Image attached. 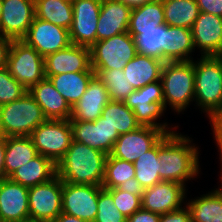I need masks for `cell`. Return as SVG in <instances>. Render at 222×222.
Returning <instances> with one entry per match:
<instances>
[{
  "label": "cell",
  "instance_id": "5bb4252c",
  "mask_svg": "<svg viewBox=\"0 0 222 222\" xmlns=\"http://www.w3.org/2000/svg\"><path fill=\"white\" fill-rule=\"evenodd\" d=\"M168 132L164 129L140 126L137 130L121 134L110 153L112 157L135 162L153 148Z\"/></svg>",
  "mask_w": 222,
  "mask_h": 222
},
{
  "label": "cell",
  "instance_id": "d590c367",
  "mask_svg": "<svg viewBox=\"0 0 222 222\" xmlns=\"http://www.w3.org/2000/svg\"><path fill=\"white\" fill-rule=\"evenodd\" d=\"M96 77L105 85L111 101L124 102L134 91L123 70H93Z\"/></svg>",
  "mask_w": 222,
  "mask_h": 222
},
{
  "label": "cell",
  "instance_id": "7a4b0ae2",
  "mask_svg": "<svg viewBox=\"0 0 222 222\" xmlns=\"http://www.w3.org/2000/svg\"><path fill=\"white\" fill-rule=\"evenodd\" d=\"M107 154L72 140L57 163V175L63 182L102 186Z\"/></svg>",
  "mask_w": 222,
  "mask_h": 222
},
{
  "label": "cell",
  "instance_id": "836d02e7",
  "mask_svg": "<svg viewBox=\"0 0 222 222\" xmlns=\"http://www.w3.org/2000/svg\"><path fill=\"white\" fill-rule=\"evenodd\" d=\"M101 117L103 122L117 130L119 135L135 131L141 126L133 111L124 102L110 101L103 109Z\"/></svg>",
  "mask_w": 222,
  "mask_h": 222
},
{
  "label": "cell",
  "instance_id": "ac0fdd59",
  "mask_svg": "<svg viewBox=\"0 0 222 222\" xmlns=\"http://www.w3.org/2000/svg\"><path fill=\"white\" fill-rule=\"evenodd\" d=\"M70 124L73 140L107 155L111 153L114 143L120 136L117 130L103 122L101 116L94 122L70 121Z\"/></svg>",
  "mask_w": 222,
  "mask_h": 222
},
{
  "label": "cell",
  "instance_id": "d4e9b609",
  "mask_svg": "<svg viewBox=\"0 0 222 222\" xmlns=\"http://www.w3.org/2000/svg\"><path fill=\"white\" fill-rule=\"evenodd\" d=\"M164 62L156 58L137 54L123 69L129 84L134 90L140 89L147 84L160 81Z\"/></svg>",
  "mask_w": 222,
  "mask_h": 222
},
{
  "label": "cell",
  "instance_id": "d6a6232c",
  "mask_svg": "<svg viewBox=\"0 0 222 222\" xmlns=\"http://www.w3.org/2000/svg\"><path fill=\"white\" fill-rule=\"evenodd\" d=\"M167 25L161 24L153 30L142 31L134 40L137 53L166 62Z\"/></svg>",
  "mask_w": 222,
  "mask_h": 222
},
{
  "label": "cell",
  "instance_id": "74e56055",
  "mask_svg": "<svg viewBox=\"0 0 222 222\" xmlns=\"http://www.w3.org/2000/svg\"><path fill=\"white\" fill-rule=\"evenodd\" d=\"M97 210L94 222H127V218L114 205L112 189L100 190Z\"/></svg>",
  "mask_w": 222,
  "mask_h": 222
},
{
  "label": "cell",
  "instance_id": "6da1fadb",
  "mask_svg": "<svg viewBox=\"0 0 222 222\" xmlns=\"http://www.w3.org/2000/svg\"><path fill=\"white\" fill-rule=\"evenodd\" d=\"M192 141L185 135L170 132L158 142L161 181L184 185L199 174V150Z\"/></svg>",
  "mask_w": 222,
  "mask_h": 222
},
{
  "label": "cell",
  "instance_id": "816d5d0a",
  "mask_svg": "<svg viewBox=\"0 0 222 222\" xmlns=\"http://www.w3.org/2000/svg\"><path fill=\"white\" fill-rule=\"evenodd\" d=\"M19 222H46V221L32 219V218H27V219L21 220Z\"/></svg>",
  "mask_w": 222,
  "mask_h": 222
},
{
  "label": "cell",
  "instance_id": "f1b7e54d",
  "mask_svg": "<svg viewBox=\"0 0 222 222\" xmlns=\"http://www.w3.org/2000/svg\"><path fill=\"white\" fill-rule=\"evenodd\" d=\"M191 222H222V189L187 202Z\"/></svg>",
  "mask_w": 222,
  "mask_h": 222
},
{
  "label": "cell",
  "instance_id": "d6986e66",
  "mask_svg": "<svg viewBox=\"0 0 222 222\" xmlns=\"http://www.w3.org/2000/svg\"><path fill=\"white\" fill-rule=\"evenodd\" d=\"M191 31L201 56H222V17L200 12Z\"/></svg>",
  "mask_w": 222,
  "mask_h": 222
},
{
  "label": "cell",
  "instance_id": "30bf717a",
  "mask_svg": "<svg viewBox=\"0 0 222 222\" xmlns=\"http://www.w3.org/2000/svg\"><path fill=\"white\" fill-rule=\"evenodd\" d=\"M62 190L63 181L58 175L29 188V218L52 222L62 213Z\"/></svg>",
  "mask_w": 222,
  "mask_h": 222
},
{
  "label": "cell",
  "instance_id": "b9f144b4",
  "mask_svg": "<svg viewBox=\"0 0 222 222\" xmlns=\"http://www.w3.org/2000/svg\"><path fill=\"white\" fill-rule=\"evenodd\" d=\"M200 12L222 17V0H196Z\"/></svg>",
  "mask_w": 222,
  "mask_h": 222
},
{
  "label": "cell",
  "instance_id": "4316f807",
  "mask_svg": "<svg viewBox=\"0 0 222 222\" xmlns=\"http://www.w3.org/2000/svg\"><path fill=\"white\" fill-rule=\"evenodd\" d=\"M38 155L30 136L6 137V150L4 156L5 178L15 170Z\"/></svg>",
  "mask_w": 222,
  "mask_h": 222
},
{
  "label": "cell",
  "instance_id": "8d00e7d4",
  "mask_svg": "<svg viewBox=\"0 0 222 222\" xmlns=\"http://www.w3.org/2000/svg\"><path fill=\"white\" fill-rule=\"evenodd\" d=\"M135 178V168L132 162L107 155L105 162L102 187L105 189L118 188L121 183Z\"/></svg>",
  "mask_w": 222,
  "mask_h": 222
},
{
  "label": "cell",
  "instance_id": "7dc6e473",
  "mask_svg": "<svg viewBox=\"0 0 222 222\" xmlns=\"http://www.w3.org/2000/svg\"><path fill=\"white\" fill-rule=\"evenodd\" d=\"M6 150V137L0 136V180L5 179L4 156Z\"/></svg>",
  "mask_w": 222,
  "mask_h": 222
},
{
  "label": "cell",
  "instance_id": "277c9868",
  "mask_svg": "<svg viewBox=\"0 0 222 222\" xmlns=\"http://www.w3.org/2000/svg\"><path fill=\"white\" fill-rule=\"evenodd\" d=\"M164 108L184 111L194 101L195 73L192 61L165 62L161 72Z\"/></svg>",
  "mask_w": 222,
  "mask_h": 222
},
{
  "label": "cell",
  "instance_id": "7402d4cb",
  "mask_svg": "<svg viewBox=\"0 0 222 222\" xmlns=\"http://www.w3.org/2000/svg\"><path fill=\"white\" fill-rule=\"evenodd\" d=\"M132 8L116 0H102L97 24V41L128 32Z\"/></svg>",
  "mask_w": 222,
  "mask_h": 222
},
{
  "label": "cell",
  "instance_id": "c3c4849f",
  "mask_svg": "<svg viewBox=\"0 0 222 222\" xmlns=\"http://www.w3.org/2000/svg\"><path fill=\"white\" fill-rule=\"evenodd\" d=\"M52 222H87V221L62 212Z\"/></svg>",
  "mask_w": 222,
  "mask_h": 222
},
{
  "label": "cell",
  "instance_id": "5b68a950",
  "mask_svg": "<svg viewBox=\"0 0 222 222\" xmlns=\"http://www.w3.org/2000/svg\"><path fill=\"white\" fill-rule=\"evenodd\" d=\"M45 120L41 107L28 92L0 106V133L4 137L30 136Z\"/></svg>",
  "mask_w": 222,
  "mask_h": 222
},
{
  "label": "cell",
  "instance_id": "2e32d148",
  "mask_svg": "<svg viewBox=\"0 0 222 222\" xmlns=\"http://www.w3.org/2000/svg\"><path fill=\"white\" fill-rule=\"evenodd\" d=\"M45 76L64 73L94 72L91 67V50L86 46L70 44L67 48L44 58Z\"/></svg>",
  "mask_w": 222,
  "mask_h": 222
},
{
  "label": "cell",
  "instance_id": "f6af8a7d",
  "mask_svg": "<svg viewBox=\"0 0 222 222\" xmlns=\"http://www.w3.org/2000/svg\"><path fill=\"white\" fill-rule=\"evenodd\" d=\"M12 41V39L0 35V69L7 67L8 54Z\"/></svg>",
  "mask_w": 222,
  "mask_h": 222
},
{
  "label": "cell",
  "instance_id": "ffe728a7",
  "mask_svg": "<svg viewBox=\"0 0 222 222\" xmlns=\"http://www.w3.org/2000/svg\"><path fill=\"white\" fill-rule=\"evenodd\" d=\"M29 188L9 178L0 180V218L2 222H19L29 218Z\"/></svg>",
  "mask_w": 222,
  "mask_h": 222
},
{
  "label": "cell",
  "instance_id": "681fc988",
  "mask_svg": "<svg viewBox=\"0 0 222 222\" xmlns=\"http://www.w3.org/2000/svg\"><path fill=\"white\" fill-rule=\"evenodd\" d=\"M116 1H119L120 3H123L131 8H135L147 3L154 2L156 0H116Z\"/></svg>",
  "mask_w": 222,
  "mask_h": 222
},
{
  "label": "cell",
  "instance_id": "e575fe53",
  "mask_svg": "<svg viewBox=\"0 0 222 222\" xmlns=\"http://www.w3.org/2000/svg\"><path fill=\"white\" fill-rule=\"evenodd\" d=\"M133 164L135 168V178L139 181L143 189L162 182L159 175L161 164L158 158V143L138 157Z\"/></svg>",
  "mask_w": 222,
  "mask_h": 222
},
{
  "label": "cell",
  "instance_id": "f907efd6",
  "mask_svg": "<svg viewBox=\"0 0 222 222\" xmlns=\"http://www.w3.org/2000/svg\"><path fill=\"white\" fill-rule=\"evenodd\" d=\"M217 146H218V149H219V152H220V157H221L219 159H221V163H222V143H217ZM221 167H222V165H221ZM220 173H221L220 175H221V182H222V172H220ZM220 189H222V183H221Z\"/></svg>",
  "mask_w": 222,
  "mask_h": 222
},
{
  "label": "cell",
  "instance_id": "bcb514c9",
  "mask_svg": "<svg viewBox=\"0 0 222 222\" xmlns=\"http://www.w3.org/2000/svg\"><path fill=\"white\" fill-rule=\"evenodd\" d=\"M122 191H127L129 193L138 195L142 198L144 189L141 187L139 181L136 178H131L120 184L118 187Z\"/></svg>",
  "mask_w": 222,
  "mask_h": 222
},
{
  "label": "cell",
  "instance_id": "8fae6325",
  "mask_svg": "<svg viewBox=\"0 0 222 222\" xmlns=\"http://www.w3.org/2000/svg\"><path fill=\"white\" fill-rule=\"evenodd\" d=\"M102 0H72L71 44L91 48L97 42V24Z\"/></svg>",
  "mask_w": 222,
  "mask_h": 222
},
{
  "label": "cell",
  "instance_id": "cb8c5ba5",
  "mask_svg": "<svg viewBox=\"0 0 222 222\" xmlns=\"http://www.w3.org/2000/svg\"><path fill=\"white\" fill-rule=\"evenodd\" d=\"M57 175V165L49 158L38 154L15 170L8 178L24 187L31 188L45 183Z\"/></svg>",
  "mask_w": 222,
  "mask_h": 222
},
{
  "label": "cell",
  "instance_id": "f5cc1de1",
  "mask_svg": "<svg viewBox=\"0 0 222 222\" xmlns=\"http://www.w3.org/2000/svg\"><path fill=\"white\" fill-rule=\"evenodd\" d=\"M1 13H2V0H0V16H1Z\"/></svg>",
  "mask_w": 222,
  "mask_h": 222
},
{
  "label": "cell",
  "instance_id": "4fadbf2b",
  "mask_svg": "<svg viewBox=\"0 0 222 222\" xmlns=\"http://www.w3.org/2000/svg\"><path fill=\"white\" fill-rule=\"evenodd\" d=\"M21 40L33 47L44 58L71 44L68 29L36 17Z\"/></svg>",
  "mask_w": 222,
  "mask_h": 222
},
{
  "label": "cell",
  "instance_id": "f35d334b",
  "mask_svg": "<svg viewBox=\"0 0 222 222\" xmlns=\"http://www.w3.org/2000/svg\"><path fill=\"white\" fill-rule=\"evenodd\" d=\"M27 92V89L12 77L7 67L0 69V106L21 98Z\"/></svg>",
  "mask_w": 222,
  "mask_h": 222
},
{
  "label": "cell",
  "instance_id": "83f0119b",
  "mask_svg": "<svg viewBox=\"0 0 222 222\" xmlns=\"http://www.w3.org/2000/svg\"><path fill=\"white\" fill-rule=\"evenodd\" d=\"M165 24V14L162 0H156L132 8L128 33L135 38L142 31L155 29L157 26Z\"/></svg>",
  "mask_w": 222,
  "mask_h": 222
},
{
  "label": "cell",
  "instance_id": "60d3db41",
  "mask_svg": "<svg viewBox=\"0 0 222 222\" xmlns=\"http://www.w3.org/2000/svg\"><path fill=\"white\" fill-rule=\"evenodd\" d=\"M159 222H191L190 210L187 205L177 210L160 214Z\"/></svg>",
  "mask_w": 222,
  "mask_h": 222
},
{
  "label": "cell",
  "instance_id": "ba28073f",
  "mask_svg": "<svg viewBox=\"0 0 222 222\" xmlns=\"http://www.w3.org/2000/svg\"><path fill=\"white\" fill-rule=\"evenodd\" d=\"M30 138L38 154L51 159L57 165L73 140L70 119H46L34 129Z\"/></svg>",
  "mask_w": 222,
  "mask_h": 222
},
{
  "label": "cell",
  "instance_id": "f546056e",
  "mask_svg": "<svg viewBox=\"0 0 222 222\" xmlns=\"http://www.w3.org/2000/svg\"><path fill=\"white\" fill-rule=\"evenodd\" d=\"M166 62L192 61L194 47L192 31L185 27L167 25Z\"/></svg>",
  "mask_w": 222,
  "mask_h": 222
},
{
  "label": "cell",
  "instance_id": "484cf974",
  "mask_svg": "<svg viewBox=\"0 0 222 222\" xmlns=\"http://www.w3.org/2000/svg\"><path fill=\"white\" fill-rule=\"evenodd\" d=\"M95 72L64 73L45 76L72 108L84 95Z\"/></svg>",
  "mask_w": 222,
  "mask_h": 222
},
{
  "label": "cell",
  "instance_id": "52a82bcc",
  "mask_svg": "<svg viewBox=\"0 0 222 222\" xmlns=\"http://www.w3.org/2000/svg\"><path fill=\"white\" fill-rule=\"evenodd\" d=\"M90 50L93 70H123L138 54L135 40L128 32L97 41Z\"/></svg>",
  "mask_w": 222,
  "mask_h": 222
},
{
  "label": "cell",
  "instance_id": "7c38bea8",
  "mask_svg": "<svg viewBox=\"0 0 222 222\" xmlns=\"http://www.w3.org/2000/svg\"><path fill=\"white\" fill-rule=\"evenodd\" d=\"M102 186L63 182L62 212L87 222L96 218L98 195Z\"/></svg>",
  "mask_w": 222,
  "mask_h": 222
},
{
  "label": "cell",
  "instance_id": "1f68e13d",
  "mask_svg": "<svg viewBox=\"0 0 222 222\" xmlns=\"http://www.w3.org/2000/svg\"><path fill=\"white\" fill-rule=\"evenodd\" d=\"M165 24L191 30L200 10L196 0H162Z\"/></svg>",
  "mask_w": 222,
  "mask_h": 222
},
{
  "label": "cell",
  "instance_id": "8992f818",
  "mask_svg": "<svg viewBox=\"0 0 222 222\" xmlns=\"http://www.w3.org/2000/svg\"><path fill=\"white\" fill-rule=\"evenodd\" d=\"M124 104L133 111L137 122L141 126L164 129L168 133L176 132L173 131V129H171L172 131L170 130V127L167 126V122L163 124L156 122L166 110L164 108L161 80L134 90L124 100Z\"/></svg>",
  "mask_w": 222,
  "mask_h": 222
},
{
  "label": "cell",
  "instance_id": "9a60e30c",
  "mask_svg": "<svg viewBox=\"0 0 222 222\" xmlns=\"http://www.w3.org/2000/svg\"><path fill=\"white\" fill-rule=\"evenodd\" d=\"M35 17L34 0H2L0 35L21 40Z\"/></svg>",
  "mask_w": 222,
  "mask_h": 222
},
{
  "label": "cell",
  "instance_id": "4dcf8cb0",
  "mask_svg": "<svg viewBox=\"0 0 222 222\" xmlns=\"http://www.w3.org/2000/svg\"><path fill=\"white\" fill-rule=\"evenodd\" d=\"M35 17L69 30L73 22L72 0H37Z\"/></svg>",
  "mask_w": 222,
  "mask_h": 222
},
{
  "label": "cell",
  "instance_id": "44dd1931",
  "mask_svg": "<svg viewBox=\"0 0 222 222\" xmlns=\"http://www.w3.org/2000/svg\"><path fill=\"white\" fill-rule=\"evenodd\" d=\"M111 101L105 85L96 77L91 79L84 95L71 108L70 121H96Z\"/></svg>",
  "mask_w": 222,
  "mask_h": 222
},
{
  "label": "cell",
  "instance_id": "ee69618b",
  "mask_svg": "<svg viewBox=\"0 0 222 222\" xmlns=\"http://www.w3.org/2000/svg\"><path fill=\"white\" fill-rule=\"evenodd\" d=\"M216 143H222V107L210 118Z\"/></svg>",
  "mask_w": 222,
  "mask_h": 222
},
{
  "label": "cell",
  "instance_id": "7bdbcfd3",
  "mask_svg": "<svg viewBox=\"0 0 222 222\" xmlns=\"http://www.w3.org/2000/svg\"><path fill=\"white\" fill-rule=\"evenodd\" d=\"M159 220L160 214L147 211L142 208L127 218V222H159Z\"/></svg>",
  "mask_w": 222,
  "mask_h": 222
},
{
  "label": "cell",
  "instance_id": "603a6c76",
  "mask_svg": "<svg viewBox=\"0 0 222 222\" xmlns=\"http://www.w3.org/2000/svg\"><path fill=\"white\" fill-rule=\"evenodd\" d=\"M28 93L41 107L46 119L66 120L71 118V107L55 89L48 78L39 81Z\"/></svg>",
  "mask_w": 222,
  "mask_h": 222
},
{
  "label": "cell",
  "instance_id": "ab89813d",
  "mask_svg": "<svg viewBox=\"0 0 222 222\" xmlns=\"http://www.w3.org/2000/svg\"><path fill=\"white\" fill-rule=\"evenodd\" d=\"M112 198L114 205L126 218L142 208L140 196L122 191L119 188L112 189Z\"/></svg>",
  "mask_w": 222,
  "mask_h": 222
},
{
  "label": "cell",
  "instance_id": "e0dca14e",
  "mask_svg": "<svg viewBox=\"0 0 222 222\" xmlns=\"http://www.w3.org/2000/svg\"><path fill=\"white\" fill-rule=\"evenodd\" d=\"M186 185L162 181L143 191L142 209L158 214L177 210L185 204Z\"/></svg>",
  "mask_w": 222,
  "mask_h": 222
},
{
  "label": "cell",
  "instance_id": "3957f363",
  "mask_svg": "<svg viewBox=\"0 0 222 222\" xmlns=\"http://www.w3.org/2000/svg\"><path fill=\"white\" fill-rule=\"evenodd\" d=\"M196 63L194 100L210 118L222 107V56H201Z\"/></svg>",
  "mask_w": 222,
  "mask_h": 222
},
{
  "label": "cell",
  "instance_id": "9c48e42d",
  "mask_svg": "<svg viewBox=\"0 0 222 222\" xmlns=\"http://www.w3.org/2000/svg\"><path fill=\"white\" fill-rule=\"evenodd\" d=\"M7 69L27 91L45 78L44 57L22 40L12 41Z\"/></svg>",
  "mask_w": 222,
  "mask_h": 222
}]
</instances>
